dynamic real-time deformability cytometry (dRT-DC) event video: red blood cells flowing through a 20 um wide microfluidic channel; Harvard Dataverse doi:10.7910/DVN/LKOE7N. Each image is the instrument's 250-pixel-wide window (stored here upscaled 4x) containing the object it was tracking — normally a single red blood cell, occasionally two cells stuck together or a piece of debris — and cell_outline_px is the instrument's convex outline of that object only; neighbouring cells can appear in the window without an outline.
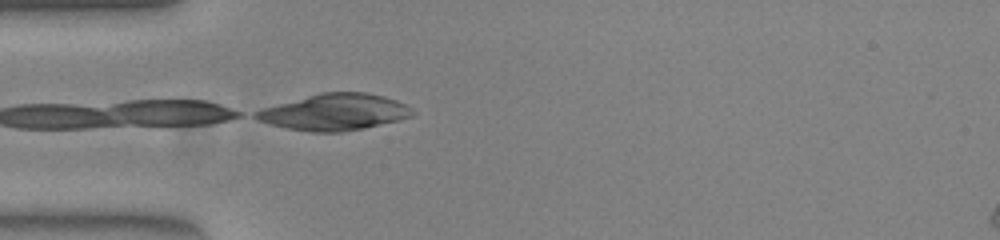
{"species": "common noctule bat (a hibernating species)", "species_latin": "Nyctalus noctula", "temperature_condition": "warm", "stored_images_in_passage": 10, "camera_frame_rate_fps": 3000, "um_per_image_px": 0.085, "animal": {"sex": "female", "body_mass_g": 23.0, "forearm_length_mm": 53.4}, "frame": {"image": 1, "passage_image": 10, "time_ms": 3.0, "image_size_px": [1000, 240], "cell_outline_px": [[416, 112], [412, 116], [400, 120], [364, 128], [340, 132], [312, 132], [288, 128], [256, 120], [248, 116], [252, 112], [264, 108], [320, 92], [364, 92], [384, 96], [396, 100], [412, 108]], "centroid_in_image_um": [28.43, 9.53], "position_along_channel_um": 56.6, "area_um2": 33.23}}